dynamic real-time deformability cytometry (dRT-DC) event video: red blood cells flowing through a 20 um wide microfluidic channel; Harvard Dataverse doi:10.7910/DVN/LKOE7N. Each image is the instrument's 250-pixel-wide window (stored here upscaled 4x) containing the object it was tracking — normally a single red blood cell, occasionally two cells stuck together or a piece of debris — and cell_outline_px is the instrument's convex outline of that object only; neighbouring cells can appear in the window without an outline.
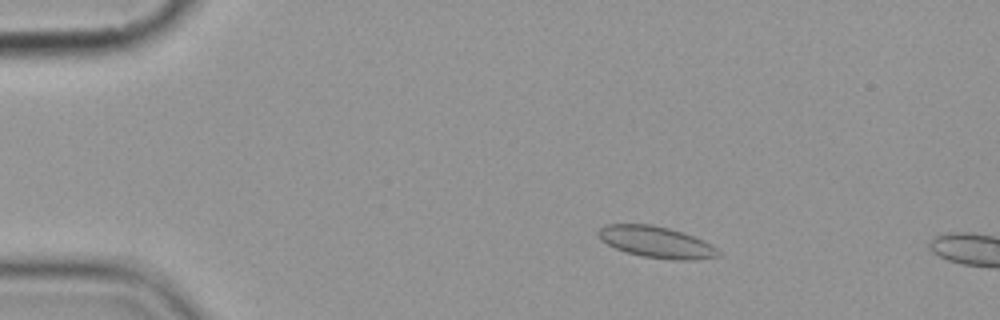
{"species": "common noctule bat (a hibernating species)", "species_latin": "Nyctalus noctula", "temperature_condition": "cold", "stored_images_in_passage": 6, "camera_frame_rate_fps": 3000, "um_per_image_px": 0.085, "animal": {"sex": "female", "body_mass_g": 19.9}, "frame": {"image": 1, "passage_image": 4, "time_ms": 3.333, "image_size_px": [1000, 320], "cell_outline_px": [[720, 256], [696, 260], [672, 260], [644, 256], [628, 252], [616, 248], [600, 240], [596, 232], [604, 224], [652, 224], [684, 232], [704, 240], [712, 244], [720, 252]], "centroid_in_image_um": [55.81, 20.57], "position_along_channel_um": 29.2, "area_um2": 22.08}}